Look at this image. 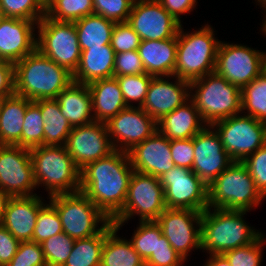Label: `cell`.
Instances as JSON below:
<instances>
[{"label": "cell", "instance_id": "33", "mask_svg": "<svg viewBox=\"0 0 266 266\" xmlns=\"http://www.w3.org/2000/svg\"><path fill=\"white\" fill-rule=\"evenodd\" d=\"M107 225L96 235L77 239L63 266H100Z\"/></svg>", "mask_w": 266, "mask_h": 266}, {"label": "cell", "instance_id": "57", "mask_svg": "<svg viewBox=\"0 0 266 266\" xmlns=\"http://www.w3.org/2000/svg\"><path fill=\"white\" fill-rule=\"evenodd\" d=\"M4 14H3V11H2V9H1V7H0V22L4 19Z\"/></svg>", "mask_w": 266, "mask_h": 266}, {"label": "cell", "instance_id": "5", "mask_svg": "<svg viewBox=\"0 0 266 266\" xmlns=\"http://www.w3.org/2000/svg\"><path fill=\"white\" fill-rule=\"evenodd\" d=\"M211 25L185 33L182 25L177 35V56L173 77L192 82L214 72L221 41L214 37Z\"/></svg>", "mask_w": 266, "mask_h": 266}, {"label": "cell", "instance_id": "10", "mask_svg": "<svg viewBox=\"0 0 266 266\" xmlns=\"http://www.w3.org/2000/svg\"><path fill=\"white\" fill-rule=\"evenodd\" d=\"M37 29L36 48L73 74L82 52L74 22L56 21L45 15L37 23Z\"/></svg>", "mask_w": 266, "mask_h": 266}, {"label": "cell", "instance_id": "7", "mask_svg": "<svg viewBox=\"0 0 266 266\" xmlns=\"http://www.w3.org/2000/svg\"><path fill=\"white\" fill-rule=\"evenodd\" d=\"M264 199L243 162L234 161L208 186L209 208L249 212Z\"/></svg>", "mask_w": 266, "mask_h": 266}, {"label": "cell", "instance_id": "1", "mask_svg": "<svg viewBox=\"0 0 266 266\" xmlns=\"http://www.w3.org/2000/svg\"><path fill=\"white\" fill-rule=\"evenodd\" d=\"M80 190L111 221L123 208L134 169L127 152L88 163L80 171Z\"/></svg>", "mask_w": 266, "mask_h": 266}, {"label": "cell", "instance_id": "8", "mask_svg": "<svg viewBox=\"0 0 266 266\" xmlns=\"http://www.w3.org/2000/svg\"><path fill=\"white\" fill-rule=\"evenodd\" d=\"M49 199V203L60 216L63 232L74 240L94 236L110 222L108 217L81 191L57 194L50 196Z\"/></svg>", "mask_w": 266, "mask_h": 266}, {"label": "cell", "instance_id": "22", "mask_svg": "<svg viewBox=\"0 0 266 266\" xmlns=\"http://www.w3.org/2000/svg\"><path fill=\"white\" fill-rule=\"evenodd\" d=\"M134 171L161 177L175 167L170 140L156 131L128 152Z\"/></svg>", "mask_w": 266, "mask_h": 266}, {"label": "cell", "instance_id": "47", "mask_svg": "<svg viewBox=\"0 0 266 266\" xmlns=\"http://www.w3.org/2000/svg\"><path fill=\"white\" fill-rule=\"evenodd\" d=\"M243 163L248 168L256 188L266 198V143L248 156Z\"/></svg>", "mask_w": 266, "mask_h": 266}, {"label": "cell", "instance_id": "52", "mask_svg": "<svg viewBox=\"0 0 266 266\" xmlns=\"http://www.w3.org/2000/svg\"><path fill=\"white\" fill-rule=\"evenodd\" d=\"M161 5L169 12L178 22L181 23V14L189 13L197 5V0H158Z\"/></svg>", "mask_w": 266, "mask_h": 266}, {"label": "cell", "instance_id": "31", "mask_svg": "<svg viewBox=\"0 0 266 266\" xmlns=\"http://www.w3.org/2000/svg\"><path fill=\"white\" fill-rule=\"evenodd\" d=\"M74 24L81 51L110 44L114 22L93 13L74 21Z\"/></svg>", "mask_w": 266, "mask_h": 266}, {"label": "cell", "instance_id": "43", "mask_svg": "<svg viewBox=\"0 0 266 266\" xmlns=\"http://www.w3.org/2000/svg\"><path fill=\"white\" fill-rule=\"evenodd\" d=\"M93 13L114 23L127 22L135 0H92Z\"/></svg>", "mask_w": 266, "mask_h": 266}, {"label": "cell", "instance_id": "35", "mask_svg": "<svg viewBox=\"0 0 266 266\" xmlns=\"http://www.w3.org/2000/svg\"><path fill=\"white\" fill-rule=\"evenodd\" d=\"M93 14L92 0H50L45 15L56 21L74 22Z\"/></svg>", "mask_w": 266, "mask_h": 266}, {"label": "cell", "instance_id": "36", "mask_svg": "<svg viewBox=\"0 0 266 266\" xmlns=\"http://www.w3.org/2000/svg\"><path fill=\"white\" fill-rule=\"evenodd\" d=\"M44 145V121L40 112V100L32 101L26 108L21 147L32 149Z\"/></svg>", "mask_w": 266, "mask_h": 266}, {"label": "cell", "instance_id": "6", "mask_svg": "<svg viewBox=\"0 0 266 266\" xmlns=\"http://www.w3.org/2000/svg\"><path fill=\"white\" fill-rule=\"evenodd\" d=\"M190 99L206 125L241 113V89L215 71L190 82Z\"/></svg>", "mask_w": 266, "mask_h": 266}, {"label": "cell", "instance_id": "53", "mask_svg": "<svg viewBox=\"0 0 266 266\" xmlns=\"http://www.w3.org/2000/svg\"><path fill=\"white\" fill-rule=\"evenodd\" d=\"M204 266H231L227 258L223 254L209 255Z\"/></svg>", "mask_w": 266, "mask_h": 266}, {"label": "cell", "instance_id": "16", "mask_svg": "<svg viewBox=\"0 0 266 266\" xmlns=\"http://www.w3.org/2000/svg\"><path fill=\"white\" fill-rule=\"evenodd\" d=\"M106 126L114 149L127 153L158 131L157 121L138 106L121 110Z\"/></svg>", "mask_w": 266, "mask_h": 266}, {"label": "cell", "instance_id": "32", "mask_svg": "<svg viewBox=\"0 0 266 266\" xmlns=\"http://www.w3.org/2000/svg\"><path fill=\"white\" fill-rule=\"evenodd\" d=\"M40 112L44 121V145L65 146L73 127L61 114L58 101L40 100Z\"/></svg>", "mask_w": 266, "mask_h": 266}, {"label": "cell", "instance_id": "51", "mask_svg": "<svg viewBox=\"0 0 266 266\" xmlns=\"http://www.w3.org/2000/svg\"><path fill=\"white\" fill-rule=\"evenodd\" d=\"M15 94L14 64L0 60V100Z\"/></svg>", "mask_w": 266, "mask_h": 266}, {"label": "cell", "instance_id": "11", "mask_svg": "<svg viewBox=\"0 0 266 266\" xmlns=\"http://www.w3.org/2000/svg\"><path fill=\"white\" fill-rule=\"evenodd\" d=\"M211 126L233 161L243 162L266 143V123L246 114H236Z\"/></svg>", "mask_w": 266, "mask_h": 266}, {"label": "cell", "instance_id": "48", "mask_svg": "<svg viewBox=\"0 0 266 266\" xmlns=\"http://www.w3.org/2000/svg\"><path fill=\"white\" fill-rule=\"evenodd\" d=\"M145 68L137 50L115 54L114 76L143 74Z\"/></svg>", "mask_w": 266, "mask_h": 266}, {"label": "cell", "instance_id": "46", "mask_svg": "<svg viewBox=\"0 0 266 266\" xmlns=\"http://www.w3.org/2000/svg\"><path fill=\"white\" fill-rule=\"evenodd\" d=\"M146 266H182L185 260L171 246L162 234L157 238L156 251L144 261Z\"/></svg>", "mask_w": 266, "mask_h": 266}, {"label": "cell", "instance_id": "20", "mask_svg": "<svg viewBox=\"0 0 266 266\" xmlns=\"http://www.w3.org/2000/svg\"><path fill=\"white\" fill-rule=\"evenodd\" d=\"M167 78L169 77L160 76L151 79L145 102L141 107L156 121L190 99L189 82L174 77L176 80L173 83Z\"/></svg>", "mask_w": 266, "mask_h": 266}, {"label": "cell", "instance_id": "41", "mask_svg": "<svg viewBox=\"0 0 266 266\" xmlns=\"http://www.w3.org/2000/svg\"><path fill=\"white\" fill-rule=\"evenodd\" d=\"M61 232H63V228L57 210L50 203L46 204L37 215L32 241L42 243Z\"/></svg>", "mask_w": 266, "mask_h": 266}, {"label": "cell", "instance_id": "26", "mask_svg": "<svg viewBox=\"0 0 266 266\" xmlns=\"http://www.w3.org/2000/svg\"><path fill=\"white\" fill-rule=\"evenodd\" d=\"M115 52L110 44L82 50L73 81L89 84L93 81L114 77Z\"/></svg>", "mask_w": 266, "mask_h": 266}, {"label": "cell", "instance_id": "27", "mask_svg": "<svg viewBox=\"0 0 266 266\" xmlns=\"http://www.w3.org/2000/svg\"><path fill=\"white\" fill-rule=\"evenodd\" d=\"M61 114L72 127L94 122L92 99L87 84L71 82L56 97Z\"/></svg>", "mask_w": 266, "mask_h": 266}, {"label": "cell", "instance_id": "13", "mask_svg": "<svg viewBox=\"0 0 266 266\" xmlns=\"http://www.w3.org/2000/svg\"><path fill=\"white\" fill-rule=\"evenodd\" d=\"M166 208L203 212L208 208V186L188 168L175 166L159 177Z\"/></svg>", "mask_w": 266, "mask_h": 266}, {"label": "cell", "instance_id": "2", "mask_svg": "<svg viewBox=\"0 0 266 266\" xmlns=\"http://www.w3.org/2000/svg\"><path fill=\"white\" fill-rule=\"evenodd\" d=\"M15 94L30 101L56 99L73 82L72 73L37 48L14 64Z\"/></svg>", "mask_w": 266, "mask_h": 266}, {"label": "cell", "instance_id": "34", "mask_svg": "<svg viewBox=\"0 0 266 266\" xmlns=\"http://www.w3.org/2000/svg\"><path fill=\"white\" fill-rule=\"evenodd\" d=\"M241 112L266 123V71L241 89Z\"/></svg>", "mask_w": 266, "mask_h": 266}, {"label": "cell", "instance_id": "58", "mask_svg": "<svg viewBox=\"0 0 266 266\" xmlns=\"http://www.w3.org/2000/svg\"><path fill=\"white\" fill-rule=\"evenodd\" d=\"M40 1L46 6L50 0H40Z\"/></svg>", "mask_w": 266, "mask_h": 266}, {"label": "cell", "instance_id": "12", "mask_svg": "<svg viewBox=\"0 0 266 266\" xmlns=\"http://www.w3.org/2000/svg\"><path fill=\"white\" fill-rule=\"evenodd\" d=\"M265 53L247 45L221 41L214 71L242 89L264 70Z\"/></svg>", "mask_w": 266, "mask_h": 266}, {"label": "cell", "instance_id": "39", "mask_svg": "<svg viewBox=\"0 0 266 266\" xmlns=\"http://www.w3.org/2000/svg\"><path fill=\"white\" fill-rule=\"evenodd\" d=\"M5 17L39 22L45 16V5L40 0H0Z\"/></svg>", "mask_w": 266, "mask_h": 266}, {"label": "cell", "instance_id": "23", "mask_svg": "<svg viewBox=\"0 0 266 266\" xmlns=\"http://www.w3.org/2000/svg\"><path fill=\"white\" fill-rule=\"evenodd\" d=\"M40 196L10 197L5 208L2 226L17 240L32 241L39 211L47 204Z\"/></svg>", "mask_w": 266, "mask_h": 266}, {"label": "cell", "instance_id": "45", "mask_svg": "<svg viewBox=\"0 0 266 266\" xmlns=\"http://www.w3.org/2000/svg\"><path fill=\"white\" fill-rule=\"evenodd\" d=\"M141 41L128 22L115 23L110 42L115 54L137 50Z\"/></svg>", "mask_w": 266, "mask_h": 266}, {"label": "cell", "instance_id": "4", "mask_svg": "<svg viewBox=\"0 0 266 266\" xmlns=\"http://www.w3.org/2000/svg\"><path fill=\"white\" fill-rule=\"evenodd\" d=\"M30 155L36 185L45 186L49 196L80 190L81 170L65 146L42 145L30 149Z\"/></svg>", "mask_w": 266, "mask_h": 266}, {"label": "cell", "instance_id": "3", "mask_svg": "<svg viewBox=\"0 0 266 266\" xmlns=\"http://www.w3.org/2000/svg\"><path fill=\"white\" fill-rule=\"evenodd\" d=\"M212 209V211H211ZM247 211L207 208L202 212L201 250L208 254L227 251L253 243L261 234L244 220Z\"/></svg>", "mask_w": 266, "mask_h": 266}, {"label": "cell", "instance_id": "30", "mask_svg": "<svg viewBox=\"0 0 266 266\" xmlns=\"http://www.w3.org/2000/svg\"><path fill=\"white\" fill-rule=\"evenodd\" d=\"M119 228L110 221L102 248L100 266H144L145 262L130 240L117 235Z\"/></svg>", "mask_w": 266, "mask_h": 266}, {"label": "cell", "instance_id": "15", "mask_svg": "<svg viewBox=\"0 0 266 266\" xmlns=\"http://www.w3.org/2000/svg\"><path fill=\"white\" fill-rule=\"evenodd\" d=\"M37 187L30 149L0 145V189L10 197L32 196Z\"/></svg>", "mask_w": 266, "mask_h": 266}, {"label": "cell", "instance_id": "24", "mask_svg": "<svg viewBox=\"0 0 266 266\" xmlns=\"http://www.w3.org/2000/svg\"><path fill=\"white\" fill-rule=\"evenodd\" d=\"M137 51L147 74L154 77L173 78L177 56V36L164 40L141 41Z\"/></svg>", "mask_w": 266, "mask_h": 266}, {"label": "cell", "instance_id": "55", "mask_svg": "<svg viewBox=\"0 0 266 266\" xmlns=\"http://www.w3.org/2000/svg\"><path fill=\"white\" fill-rule=\"evenodd\" d=\"M257 2L259 3L258 5H261V7H263L265 9L266 12V0H257ZM266 18V16H265Z\"/></svg>", "mask_w": 266, "mask_h": 266}, {"label": "cell", "instance_id": "50", "mask_svg": "<svg viewBox=\"0 0 266 266\" xmlns=\"http://www.w3.org/2000/svg\"><path fill=\"white\" fill-rule=\"evenodd\" d=\"M20 241L5 227L0 226V266H6L18 250Z\"/></svg>", "mask_w": 266, "mask_h": 266}, {"label": "cell", "instance_id": "14", "mask_svg": "<svg viewBox=\"0 0 266 266\" xmlns=\"http://www.w3.org/2000/svg\"><path fill=\"white\" fill-rule=\"evenodd\" d=\"M201 220L200 211L166 208L156 222L173 249L186 261L191 250L201 249Z\"/></svg>", "mask_w": 266, "mask_h": 266}, {"label": "cell", "instance_id": "28", "mask_svg": "<svg viewBox=\"0 0 266 266\" xmlns=\"http://www.w3.org/2000/svg\"><path fill=\"white\" fill-rule=\"evenodd\" d=\"M88 88L95 121L106 123L111 117L127 108L115 77L93 81L88 84Z\"/></svg>", "mask_w": 266, "mask_h": 266}, {"label": "cell", "instance_id": "9", "mask_svg": "<svg viewBox=\"0 0 266 266\" xmlns=\"http://www.w3.org/2000/svg\"><path fill=\"white\" fill-rule=\"evenodd\" d=\"M166 209L164 189L158 177L134 171L122 210L111 220L119 229L138 215L139 221H156Z\"/></svg>", "mask_w": 266, "mask_h": 266}, {"label": "cell", "instance_id": "25", "mask_svg": "<svg viewBox=\"0 0 266 266\" xmlns=\"http://www.w3.org/2000/svg\"><path fill=\"white\" fill-rule=\"evenodd\" d=\"M205 126L191 99L157 121L158 131L169 140L193 138Z\"/></svg>", "mask_w": 266, "mask_h": 266}, {"label": "cell", "instance_id": "17", "mask_svg": "<svg viewBox=\"0 0 266 266\" xmlns=\"http://www.w3.org/2000/svg\"><path fill=\"white\" fill-rule=\"evenodd\" d=\"M127 22L142 41L174 38L182 25L158 0H135Z\"/></svg>", "mask_w": 266, "mask_h": 266}, {"label": "cell", "instance_id": "59", "mask_svg": "<svg viewBox=\"0 0 266 266\" xmlns=\"http://www.w3.org/2000/svg\"><path fill=\"white\" fill-rule=\"evenodd\" d=\"M264 70L266 71V53H265V60H264Z\"/></svg>", "mask_w": 266, "mask_h": 266}, {"label": "cell", "instance_id": "38", "mask_svg": "<svg viewBox=\"0 0 266 266\" xmlns=\"http://www.w3.org/2000/svg\"><path fill=\"white\" fill-rule=\"evenodd\" d=\"M137 226L130 242L145 261L152 252L156 251L157 238H160L162 231L156 221H139Z\"/></svg>", "mask_w": 266, "mask_h": 266}, {"label": "cell", "instance_id": "56", "mask_svg": "<svg viewBox=\"0 0 266 266\" xmlns=\"http://www.w3.org/2000/svg\"><path fill=\"white\" fill-rule=\"evenodd\" d=\"M264 23H263V25H261L263 28H262V34H263V32H264V34L266 35V18L264 19V21H263Z\"/></svg>", "mask_w": 266, "mask_h": 266}, {"label": "cell", "instance_id": "42", "mask_svg": "<svg viewBox=\"0 0 266 266\" xmlns=\"http://www.w3.org/2000/svg\"><path fill=\"white\" fill-rule=\"evenodd\" d=\"M265 235L261 234L253 243L225 252L231 266H260Z\"/></svg>", "mask_w": 266, "mask_h": 266}, {"label": "cell", "instance_id": "37", "mask_svg": "<svg viewBox=\"0 0 266 266\" xmlns=\"http://www.w3.org/2000/svg\"><path fill=\"white\" fill-rule=\"evenodd\" d=\"M114 77L119 83L120 90L127 107H133V104L131 103L132 101L139 102L138 107H142L145 102L149 84L154 76L143 73Z\"/></svg>", "mask_w": 266, "mask_h": 266}, {"label": "cell", "instance_id": "29", "mask_svg": "<svg viewBox=\"0 0 266 266\" xmlns=\"http://www.w3.org/2000/svg\"><path fill=\"white\" fill-rule=\"evenodd\" d=\"M29 99L13 94L1 99L0 103V145L21 146V132Z\"/></svg>", "mask_w": 266, "mask_h": 266}, {"label": "cell", "instance_id": "18", "mask_svg": "<svg viewBox=\"0 0 266 266\" xmlns=\"http://www.w3.org/2000/svg\"><path fill=\"white\" fill-rule=\"evenodd\" d=\"M65 147L80 170L88 163L107 157L115 151L106 123L98 121L73 127Z\"/></svg>", "mask_w": 266, "mask_h": 266}, {"label": "cell", "instance_id": "40", "mask_svg": "<svg viewBox=\"0 0 266 266\" xmlns=\"http://www.w3.org/2000/svg\"><path fill=\"white\" fill-rule=\"evenodd\" d=\"M74 241L68 234L61 232L40 243L47 266H63L72 251Z\"/></svg>", "mask_w": 266, "mask_h": 266}, {"label": "cell", "instance_id": "54", "mask_svg": "<svg viewBox=\"0 0 266 266\" xmlns=\"http://www.w3.org/2000/svg\"><path fill=\"white\" fill-rule=\"evenodd\" d=\"M10 196L0 189V226H2L6 204Z\"/></svg>", "mask_w": 266, "mask_h": 266}, {"label": "cell", "instance_id": "49", "mask_svg": "<svg viewBox=\"0 0 266 266\" xmlns=\"http://www.w3.org/2000/svg\"><path fill=\"white\" fill-rule=\"evenodd\" d=\"M172 161L178 167L192 170L194 160L193 138L170 140Z\"/></svg>", "mask_w": 266, "mask_h": 266}, {"label": "cell", "instance_id": "19", "mask_svg": "<svg viewBox=\"0 0 266 266\" xmlns=\"http://www.w3.org/2000/svg\"><path fill=\"white\" fill-rule=\"evenodd\" d=\"M193 147L192 171L207 186L234 162L211 125H206L193 137Z\"/></svg>", "mask_w": 266, "mask_h": 266}, {"label": "cell", "instance_id": "44", "mask_svg": "<svg viewBox=\"0 0 266 266\" xmlns=\"http://www.w3.org/2000/svg\"><path fill=\"white\" fill-rule=\"evenodd\" d=\"M6 266H47L41 244L21 241L14 257Z\"/></svg>", "mask_w": 266, "mask_h": 266}, {"label": "cell", "instance_id": "21", "mask_svg": "<svg viewBox=\"0 0 266 266\" xmlns=\"http://www.w3.org/2000/svg\"><path fill=\"white\" fill-rule=\"evenodd\" d=\"M37 22L4 17L0 22V60L17 63L36 49Z\"/></svg>", "mask_w": 266, "mask_h": 266}]
</instances>
